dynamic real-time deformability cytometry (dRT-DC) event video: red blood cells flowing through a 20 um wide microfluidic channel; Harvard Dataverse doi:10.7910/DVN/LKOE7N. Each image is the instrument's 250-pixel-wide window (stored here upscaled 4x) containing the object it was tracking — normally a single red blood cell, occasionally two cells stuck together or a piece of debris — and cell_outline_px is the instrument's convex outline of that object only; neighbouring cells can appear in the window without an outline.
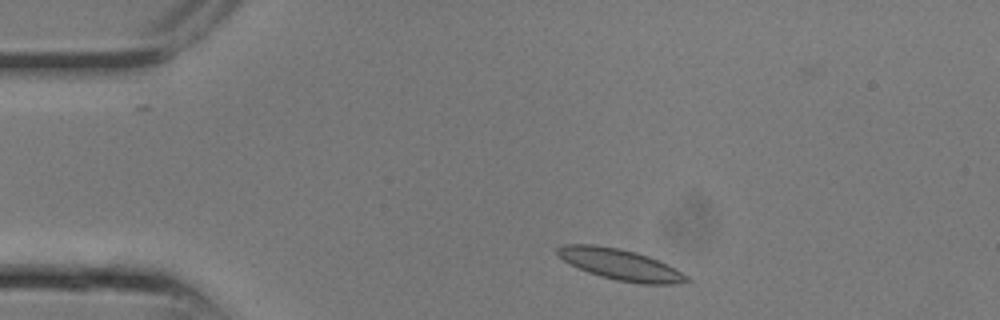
{"species": "common noctule bat (a hibernating species)", "species_latin": "Nyctalus noctula", "temperature_condition": "room temperature", "stored_images_in_passage": 5, "camera_frame_rate_fps": 3000, "um_per_image_px": 0.085, "animal": {"sex": "male", "body_mass_g": 13.3}, "frame": {"image": 1, "passage_image": 2, "time_ms": 0.333, "image_size_px": [1000, 320], "cell_outline_px": [[692, 280], [676, 284], [640, 284], [616, 280], [600, 276], [588, 272], [564, 260], [556, 252], [556, 248], [564, 244], [596, 244], [620, 248], [636, 252], [648, 256], [688, 276]], "centroid_in_image_um": [52.71, 22.48], "position_along_channel_um": 32.3, "area_um2": 23.06}}